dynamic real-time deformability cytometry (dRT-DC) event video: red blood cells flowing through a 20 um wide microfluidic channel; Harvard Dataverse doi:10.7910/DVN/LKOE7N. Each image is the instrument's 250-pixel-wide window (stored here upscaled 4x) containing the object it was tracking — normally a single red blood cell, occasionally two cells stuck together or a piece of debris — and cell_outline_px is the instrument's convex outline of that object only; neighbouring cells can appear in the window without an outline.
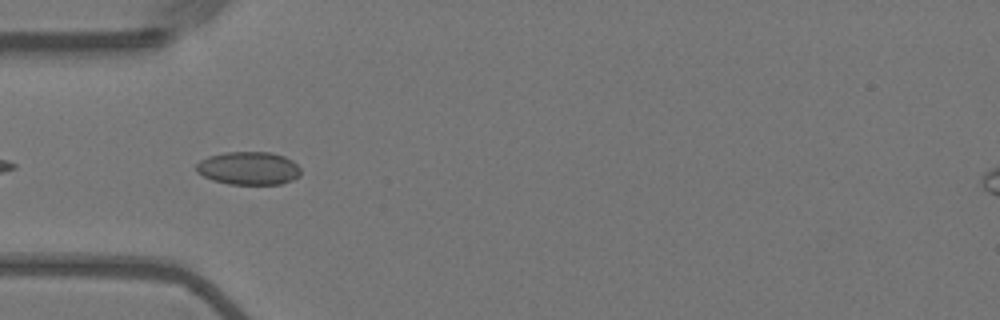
{"species": "Egyptian fruit bat (a non-hibernating species)", "species_latin": "Rousettus aegyptiacus", "temperature_condition": "warm", "stored_images_in_passage": 42, "camera_frame_rate_fps": 3000, "um_per_image_px": 0.085, "animal": {"sex": "female"}, "frame": {"image": 1, "passage_image": 3, "time_ms": 0.667, "image_size_px": [1000, 320], "cell_outline_px": [[300, 176], [292, 180], [280, 184], [228, 184], [212, 180], [196, 172], [196, 164], [200, 160], [208, 156], [224, 152], [272, 152], [284, 156], [292, 160], [300, 168]], "centroid_in_image_um": [21.12, 14.3], "position_along_channel_um": 63.9, "area_um2": 20.29}}
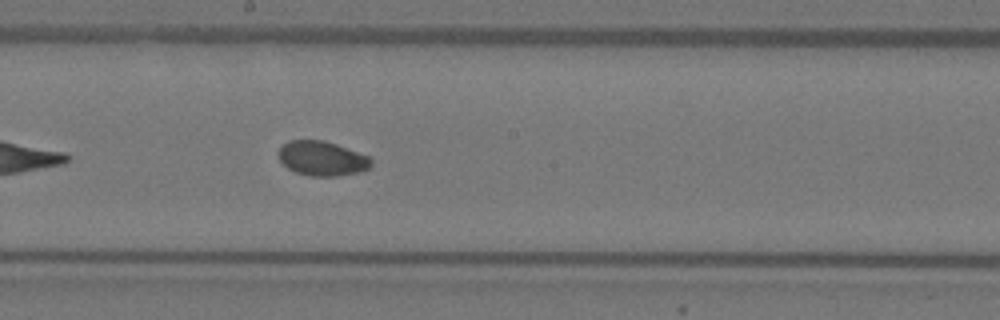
{"frame": {"image": 2, "passage_image": 16, "time_ms": 5.0, "image_size_px": [1000, 320], "cell_outline_px": [[372, 164], [368, 168], [356, 172], [336, 176], [312, 176], [296, 172], [288, 168], [276, 156], [276, 152], [288, 140], [324, 140], [336, 144], [368, 156], [372, 160]], "centroid_in_image_um": [27.33, 13.45], "position_along_channel_um": 220.9, "area_um2": 18.55}}
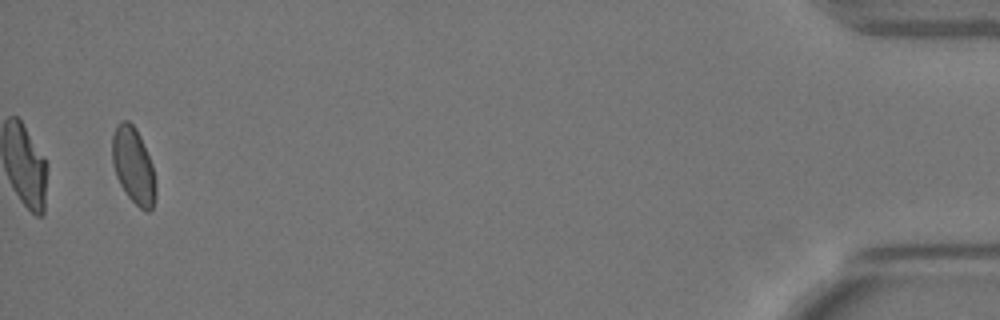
{"frame": {"image": 3, "passage_image": 40, "time_ms": 13.0, "image_size_px": [1000, 320], "cell_outline_px": [[156, 196], [152, 208], [148, 212], [144, 212], [128, 196], [120, 184], [116, 176], [112, 164], [112, 136], [116, 124], [120, 120], [128, 120], [136, 128], [140, 136], [152, 164], [156, 184]], "centroid_in_image_um": [11.33, 14.07], "position_along_channel_um": 423.9, "area_um2": 19.48}, "authors_computed_cell_mechanics": {"area_um2": 19.0451, "velocity_mm_per_s": 3.6124, "shape_relaxation_time_tau1_ms": null, "shape_relaxation_time_tau2_ms": 2.4007, "deformation_change_tau1": null, "deformation_change_tau2": 0.0389}}